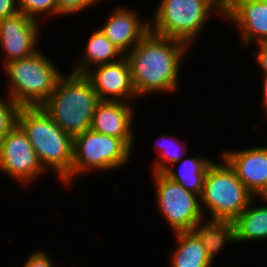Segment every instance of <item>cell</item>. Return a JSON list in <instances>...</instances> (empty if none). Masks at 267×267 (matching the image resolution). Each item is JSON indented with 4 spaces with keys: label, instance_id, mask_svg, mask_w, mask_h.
I'll list each match as a JSON object with an SVG mask.
<instances>
[{
    "label": "cell",
    "instance_id": "18",
    "mask_svg": "<svg viewBox=\"0 0 267 267\" xmlns=\"http://www.w3.org/2000/svg\"><path fill=\"white\" fill-rule=\"evenodd\" d=\"M174 235L178 244L172 250L171 267H211L213 265L201 240L193 231L177 232Z\"/></svg>",
    "mask_w": 267,
    "mask_h": 267
},
{
    "label": "cell",
    "instance_id": "3",
    "mask_svg": "<svg viewBox=\"0 0 267 267\" xmlns=\"http://www.w3.org/2000/svg\"><path fill=\"white\" fill-rule=\"evenodd\" d=\"M17 124L27 134L45 170L52 169L62 181L71 173L74 139L41 107H19Z\"/></svg>",
    "mask_w": 267,
    "mask_h": 267
},
{
    "label": "cell",
    "instance_id": "24",
    "mask_svg": "<svg viewBox=\"0 0 267 267\" xmlns=\"http://www.w3.org/2000/svg\"><path fill=\"white\" fill-rule=\"evenodd\" d=\"M59 9V16L77 13L78 11H85L86 8L99 3L101 0H56ZM84 9V10H83Z\"/></svg>",
    "mask_w": 267,
    "mask_h": 267
},
{
    "label": "cell",
    "instance_id": "29",
    "mask_svg": "<svg viewBox=\"0 0 267 267\" xmlns=\"http://www.w3.org/2000/svg\"><path fill=\"white\" fill-rule=\"evenodd\" d=\"M221 4L225 5L229 0H218Z\"/></svg>",
    "mask_w": 267,
    "mask_h": 267
},
{
    "label": "cell",
    "instance_id": "23",
    "mask_svg": "<svg viewBox=\"0 0 267 267\" xmlns=\"http://www.w3.org/2000/svg\"><path fill=\"white\" fill-rule=\"evenodd\" d=\"M19 106L10 97L0 98V140L17 123V113Z\"/></svg>",
    "mask_w": 267,
    "mask_h": 267
},
{
    "label": "cell",
    "instance_id": "13",
    "mask_svg": "<svg viewBox=\"0 0 267 267\" xmlns=\"http://www.w3.org/2000/svg\"><path fill=\"white\" fill-rule=\"evenodd\" d=\"M223 18L236 24L244 46L267 41V0H229Z\"/></svg>",
    "mask_w": 267,
    "mask_h": 267
},
{
    "label": "cell",
    "instance_id": "4",
    "mask_svg": "<svg viewBox=\"0 0 267 267\" xmlns=\"http://www.w3.org/2000/svg\"><path fill=\"white\" fill-rule=\"evenodd\" d=\"M3 67L10 82L6 95L19 107L42 106L63 73L40 50Z\"/></svg>",
    "mask_w": 267,
    "mask_h": 267
},
{
    "label": "cell",
    "instance_id": "20",
    "mask_svg": "<svg viewBox=\"0 0 267 267\" xmlns=\"http://www.w3.org/2000/svg\"><path fill=\"white\" fill-rule=\"evenodd\" d=\"M202 154L196 157L183 158L180 163L179 170H174L170 166L163 173L172 181L177 182L183 188L201 196L203 191L204 179L209 166L214 162L210 158L201 157Z\"/></svg>",
    "mask_w": 267,
    "mask_h": 267
},
{
    "label": "cell",
    "instance_id": "27",
    "mask_svg": "<svg viewBox=\"0 0 267 267\" xmlns=\"http://www.w3.org/2000/svg\"><path fill=\"white\" fill-rule=\"evenodd\" d=\"M19 12L17 0H0V20Z\"/></svg>",
    "mask_w": 267,
    "mask_h": 267
},
{
    "label": "cell",
    "instance_id": "11",
    "mask_svg": "<svg viewBox=\"0 0 267 267\" xmlns=\"http://www.w3.org/2000/svg\"><path fill=\"white\" fill-rule=\"evenodd\" d=\"M85 75L93 84L100 101L126 102L127 99L138 98L125 56L117 62L98 65Z\"/></svg>",
    "mask_w": 267,
    "mask_h": 267
},
{
    "label": "cell",
    "instance_id": "8",
    "mask_svg": "<svg viewBox=\"0 0 267 267\" xmlns=\"http://www.w3.org/2000/svg\"><path fill=\"white\" fill-rule=\"evenodd\" d=\"M156 204L173 233L192 231L205 218L200 205V196L186 190L169 179L164 173H153Z\"/></svg>",
    "mask_w": 267,
    "mask_h": 267
},
{
    "label": "cell",
    "instance_id": "2",
    "mask_svg": "<svg viewBox=\"0 0 267 267\" xmlns=\"http://www.w3.org/2000/svg\"><path fill=\"white\" fill-rule=\"evenodd\" d=\"M93 84L85 74H62L47 101L41 106L73 139L91 129L99 102Z\"/></svg>",
    "mask_w": 267,
    "mask_h": 267
},
{
    "label": "cell",
    "instance_id": "16",
    "mask_svg": "<svg viewBox=\"0 0 267 267\" xmlns=\"http://www.w3.org/2000/svg\"><path fill=\"white\" fill-rule=\"evenodd\" d=\"M83 50L84 55L80 57L81 59L78 58L75 68L71 69L72 72L86 74L98 65L114 63L125 56L100 29L90 35Z\"/></svg>",
    "mask_w": 267,
    "mask_h": 267
},
{
    "label": "cell",
    "instance_id": "19",
    "mask_svg": "<svg viewBox=\"0 0 267 267\" xmlns=\"http://www.w3.org/2000/svg\"><path fill=\"white\" fill-rule=\"evenodd\" d=\"M204 220H200L192 231L199 237L207 255L214 262V257L224 249L226 243H235V225L229 220Z\"/></svg>",
    "mask_w": 267,
    "mask_h": 267
},
{
    "label": "cell",
    "instance_id": "26",
    "mask_svg": "<svg viewBox=\"0 0 267 267\" xmlns=\"http://www.w3.org/2000/svg\"><path fill=\"white\" fill-rule=\"evenodd\" d=\"M257 51L255 58L259 68L262 70L263 74H267V41H262L257 43Z\"/></svg>",
    "mask_w": 267,
    "mask_h": 267
},
{
    "label": "cell",
    "instance_id": "14",
    "mask_svg": "<svg viewBox=\"0 0 267 267\" xmlns=\"http://www.w3.org/2000/svg\"><path fill=\"white\" fill-rule=\"evenodd\" d=\"M109 15L99 29L124 55L150 31V22L141 20L137 11L125 6L117 7Z\"/></svg>",
    "mask_w": 267,
    "mask_h": 267
},
{
    "label": "cell",
    "instance_id": "7",
    "mask_svg": "<svg viewBox=\"0 0 267 267\" xmlns=\"http://www.w3.org/2000/svg\"><path fill=\"white\" fill-rule=\"evenodd\" d=\"M131 152L121 138L86 130L74 138L72 170L62 182L69 186L75 178L90 170L119 169L129 163Z\"/></svg>",
    "mask_w": 267,
    "mask_h": 267
},
{
    "label": "cell",
    "instance_id": "28",
    "mask_svg": "<svg viewBox=\"0 0 267 267\" xmlns=\"http://www.w3.org/2000/svg\"><path fill=\"white\" fill-rule=\"evenodd\" d=\"M263 84H262V87H263V89H262V91H263V97H262V99L263 100H261V101H263L262 102V109H265L266 111V117H267V74H263Z\"/></svg>",
    "mask_w": 267,
    "mask_h": 267
},
{
    "label": "cell",
    "instance_id": "9",
    "mask_svg": "<svg viewBox=\"0 0 267 267\" xmlns=\"http://www.w3.org/2000/svg\"><path fill=\"white\" fill-rule=\"evenodd\" d=\"M45 171L27 134L16 123L0 140V172L28 185Z\"/></svg>",
    "mask_w": 267,
    "mask_h": 267
},
{
    "label": "cell",
    "instance_id": "17",
    "mask_svg": "<svg viewBox=\"0 0 267 267\" xmlns=\"http://www.w3.org/2000/svg\"><path fill=\"white\" fill-rule=\"evenodd\" d=\"M267 203V197H257ZM255 197L244 211L233 221L235 242L258 241L267 239V204L253 206ZM253 206V207H252Z\"/></svg>",
    "mask_w": 267,
    "mask_h": 267
},
{
    "label": "cell",
    "instance_id": "15",
    "mask_svg": "<svg viewBox=\"0 0 267 267\" xmlns=\"http://www.w3.org/2000/svg\"><path fill=\"white\" fill-rule=\"evenodd\" d=\"M129 102L99 101L91 129L101 134L121 138L132 150L134 145V107Z\"/></svg>",
    "mask_w": 267,
    "mask_h": 267
},
{
    "label": "cell",
    "instance_id": "6",
    "mask_svg": "<svg viewBox=\"0 0 267 267\" xmlns=\"http://www.w3.org/2000/svg\"><path fill=\"white\" fill-rule=\"evenodd\" d=\"M213 162L205 175L200 205L211 219L234 221L255 197L241 182L235 171L223 159ZM204 205V207H203Z\"/></svg>",
    "mask_w": 267,
    "mask_h": 267
},
{
    "label": "cell",
    "instance_id": "25",
    "mask_svg": "<svg viewBox=\"0 0 267 267\" xmlns=\"http://www.w3.org/2000/svg\"><path fill=\"white\" fill-rule=\"evenodd\" d=\"M49 254L38 250L32 253L25 261L23 267H54L52 260L49 258Z\"/></svg>",
    "mask_w": 267,
    "mask_h": 267
},
{
    "label": "cell",
    "instance_id": "22",
    "mask_svg": "<svg viewBox=\"0 0 267 267\" xmlns=\"http://www.w3.org/2000/svg\"><path fill=\"white\" fill-rule=\"evenodd\" d=\"M17 5L19 11L38 21L42 14L45 16L47 13L52 17L59 15L56 0H17Z\"/></svg>",
    "mask_w": 267,
    "mask_h": 267
},
{
    "label": "cell",
    "instance_id": "12",
    "mask_svg": "<svg viewBox=\"0 0 267 267\" xmlns=\"http://www.w3.org/2000/svg\"><path fill=\"white\" fill-rule=\"evenodd\" d=\"M221 156L254 196H267V147L227 150Z\"/></svg>",
    "mask_w": 267,
    "mask_h": 267
},
{
    "label": "cell",
    "instance_id": "10",
    "mask_svg": "<svg viewBox=\"0 0 267 267\" xmlns=\"http://www.w3.org/2000/svg\"><path fill=\"white\" fill-rule=\"evenodd\" d=\"M38 22L21 11L0 20V48L4 54V66L40 50L37 47L41 30Z\"/></svg>",
    "mask_w": 267,
    "mask_h": 267
},
{
    "label": "cell",
    "instance_id": "5",
    "mask_svg": "<svg viewBox=\"0 0 267 267\" xmlns=\"http://www.w3.org/2000/svg\"><path fill=\"white\" fill-rule=\"evenodd\" d=\"M223 9L218 0H161L153 19L149 20L150 31L191 46L209 16L218 12L223 18Z\"/></svg>",
    "mask_w": 267,
    "mask_h": 267
},
{
    "label": "cell",
    "instance_id": "1",
    "mask_svg": "<svg viewBox=\"0 0 267 267\" xmlns=\"http://www.w3.org/2000/svg\"><path fill=\"white\" fill-rule=\"evenodd\" d=\"M188 47L190 46L183 41L149 31L129 53H126L138 99L153 92L176 91L181 60Z\"/></svg>",
    "mask_w": 267,
    "mask_h": 267
},
{
    "label": "cell",
    "instance_id": "21",
    "mask_svg": "<svg viewBox=\"0 0 267 267\" xmlns=\"http://www.w3.org/2000/svg\"><path fill=\"white\" fill-rule=\"evenodd\" d=\"M162 137H160L162 140H160V144L156 141V144L153 145L154 146V150L156 152H159L158 155V159L154 160V165H153V172L152 173H163L165 170H167L170 166H176L178 165L179 161L181 162V160L184 158V155L186 154L185 152H183V148L181 147L182 150L180 149L181 146V140L177 139L175 142L174 138L176 137H172L171 135L168 136V134H161ZM171 139V140H170ZM172 140L174 141V143H171ZM165 143H164V142ZM159 144V146H158ZM173 144V145H171ZM171 145V146H170ZM172 148V149H171ZM182 153H181V151ZM158 150V151H157Z\"/></svg>",
    "mask_w": 267,
    "mask_h": 267
}]
</instances>
